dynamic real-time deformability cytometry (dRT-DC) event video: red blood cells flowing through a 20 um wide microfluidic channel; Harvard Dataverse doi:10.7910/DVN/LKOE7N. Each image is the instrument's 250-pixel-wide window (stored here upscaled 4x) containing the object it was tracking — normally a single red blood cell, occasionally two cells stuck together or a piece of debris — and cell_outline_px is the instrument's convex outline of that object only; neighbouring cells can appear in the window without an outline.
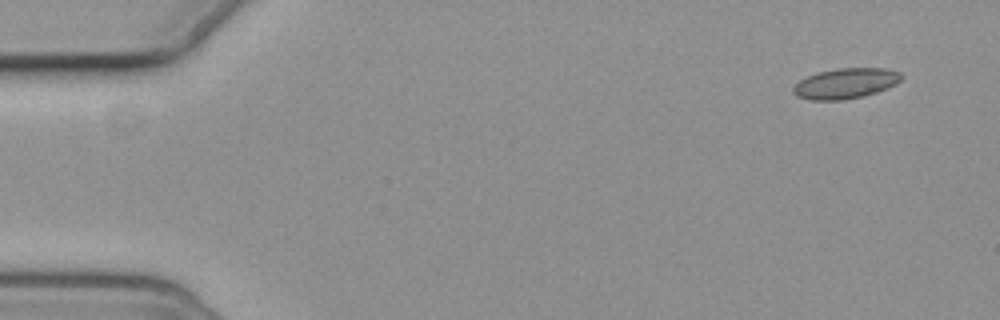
{"species": "common noctule bat (a hibernating species)", "species_latin": "Nyctalus noctula", "temperature_condition": "cold", "stored_images_in_passage": 4, "camera_frame_rate_fps": 3000, "um_per_image_px": 0.085, "animal": {"sex": "female", "body_mass_g": 19.3, "forearm_length_mm": 54.1}, "frame": {"image": 1, "passage_image": 1, "time_ms": 0.0, "image_size_px": [1000, 320], "cell_outline_px": [[904, 76], [896, 84], [888, 88], [864, 96], [840, 100], [808, 100], [796, 96], [792, 92], [792, 88], [800, 80], [816, 72], [836, 68], [884, 68], [900, 72]], "centroid_in_image_um": [71.86, 7.09], "position_along_channel_um": 13.1, "area_um2": 19.31}}
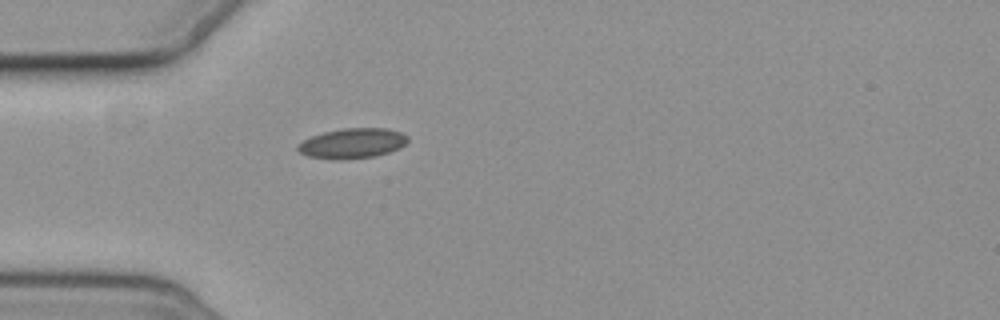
{"frame": {"image": 2, "passage_image": 4, "time_ms": 4.333, "image_size_px": [1000, 320], "cell_outline_px": [[408, 140], [400, 148], [388, 152], [372, 156], [344, 160], [332, 160], [308, 156], [300, 152], [296, 148], [296, 144], [312, 136], [324, 132], [344, 128], [388, 128], [400, 132], [408, 136]], "centroid_in_image_um": [29.93, 12.18], "position_along_channel_um": 55.1, "area_um2": 19.31}}